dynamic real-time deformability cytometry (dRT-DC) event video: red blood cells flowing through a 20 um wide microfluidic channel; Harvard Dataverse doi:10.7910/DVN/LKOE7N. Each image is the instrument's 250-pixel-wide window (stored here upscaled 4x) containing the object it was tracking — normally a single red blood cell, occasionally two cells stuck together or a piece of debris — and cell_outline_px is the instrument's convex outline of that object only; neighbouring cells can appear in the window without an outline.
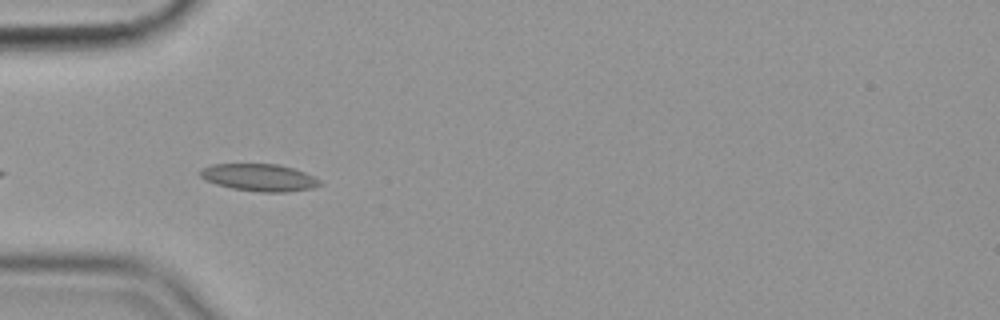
{"species": "common noctule bat (a hibernating species)", "species_latin": "Nyctalus noctula", "temperature_condition": "cold", "stored_images_in_passage": 40, "camera_frame_rate_fps": 3000, "um_per_image_px": 0.085, "animal": {"sex": "female", "body_mass_g": 19.9}, "frame": {"image": 1, "passage_image": 1, "time_ms": 0.0, "image_size_px": [1000, 320], "cell_outline_px": [[324, 184], [312, 188], [288, 192], [260, 192], [232, 188], [216, 184], [204, 180], [200, 176], [200, 168], [212, 164], [276, 164], [292, 168], [304, 172], [320, 180]], "centroid_in_image_um": [22.02, 15.09], "position_along_channel_um": 63.0, "area_um2": 19.02}}
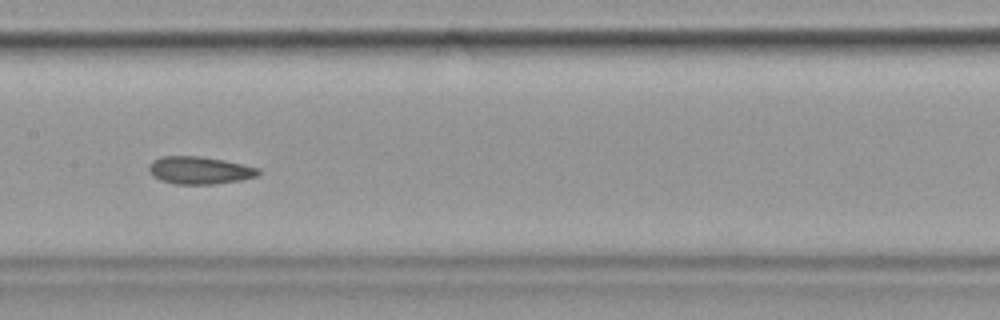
{"frame": {"image": 2, "passage_image": 12, "time_ms": 3.667, "image_size_px": [1000, 320], "cell_outline_px": [[260, 172], [256, 176], [240, 180], [216, 184], [176, 184], [160, 180], [152, 176], [148, 172], [148, 168], [152, 160], [160, 156], [196, 156], [224, 160], [260, 168]], "centroid_in_image_um": [16.92, 14.47], "position_along_channel_um": 190.5, "area_um2": 17.63}}
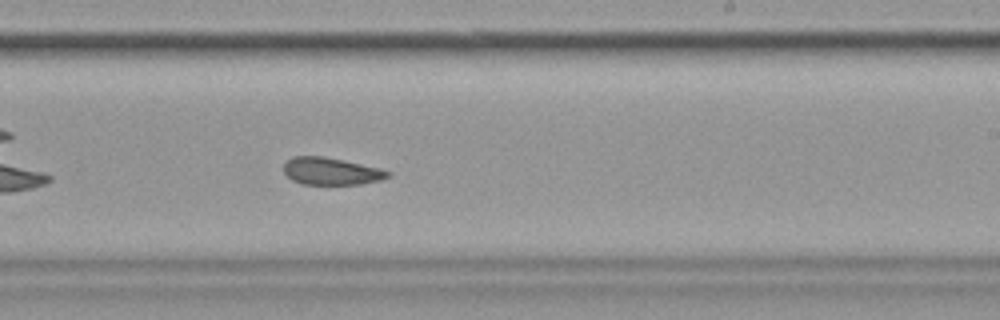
{"frame": {"image": 3, "passage_image": 18, "time_ms": 5.667, "image_size_px": [1000, 320], "cell_outline_px": [[392, 172], [388, 176], [380, 180], [360, 184], [304, 184], [292, 180], [284, 172], [284, 164], [292, 156], [320, 156], [380, 168]], "centroid_in_image_um": [28.13, 14.56], "position_along_channel_um": 260.9, "area_um2": 16.24}, "authors_computed_cell_mechanics": {"area_um2": 17.7735, "velocity_mm_per_s": 3.5484, "shape_relaxation_time_tau1_ms": null, "shape_relaxation_time_tau2_ms": 3.7582, "deformation_change_tau1": null, "deformation_change_tau2": 0.0773}}